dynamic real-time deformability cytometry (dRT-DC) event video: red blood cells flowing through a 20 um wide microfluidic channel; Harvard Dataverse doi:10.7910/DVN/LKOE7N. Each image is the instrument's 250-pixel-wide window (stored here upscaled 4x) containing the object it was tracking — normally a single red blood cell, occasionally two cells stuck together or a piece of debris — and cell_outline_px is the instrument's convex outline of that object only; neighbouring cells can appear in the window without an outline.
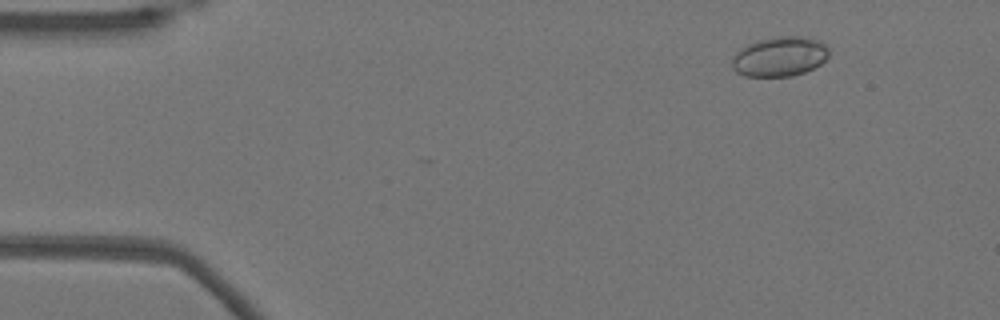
{"species": "Egyptian fruit bat (a non-hibernating species)", "species_latin": "Rousettus aegyptiacus", "temperature_condition": "warm", "stored_images_in_passage": 45, "camera_frame_rate_fps": 3000, "um_per_image_px": 0.085, "animal": {"sex": "female"}, "frame": {"image": 1, "passage_image": 5, "time_ms": 1.333, "image_size_px": [1000, 320], "cell_outline_px": [[828, 56], [820, 64], [804, 72], [792, 76], [744, 76], [736, 72], [732, 68], [732, 56], [740, 48], [748, 44], [760, 40], [776, 36], [804, 36], [816, 40], [824, 44], [828, 48]], "centroid_in_image_um": [66.24, 4.81], "position_along_channel_um": 18.8, "area_um2": 22.37}}
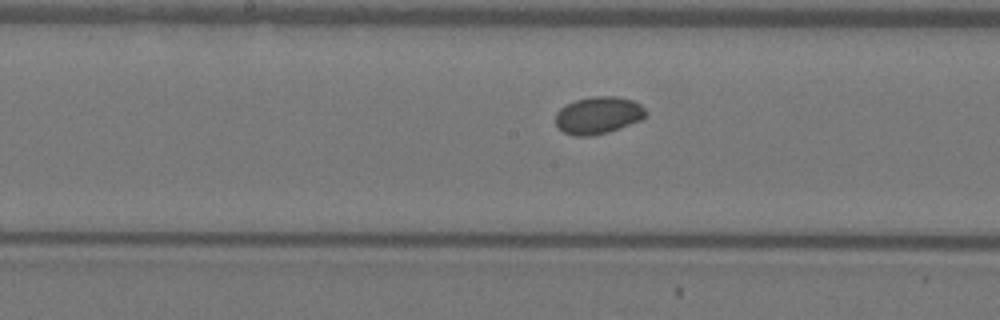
{"frame": {"image": 2, "passage_image": 26, "time_ms": 8.333, "image_size_px": [1000, 320], "cell_outline_px": [[648, 112], [640, 120], [608, 132], [592, 136], [576, 136], [564, 132], [556, 124], [556, 112], [560, 108], [576, 100], [592, 96], [616, 96], [632, 100], [640, 104]], "centroid_in_image_um": [50.85, 9.79], "position_along_channel_um": 197.4, "area_um2": 19.42}}
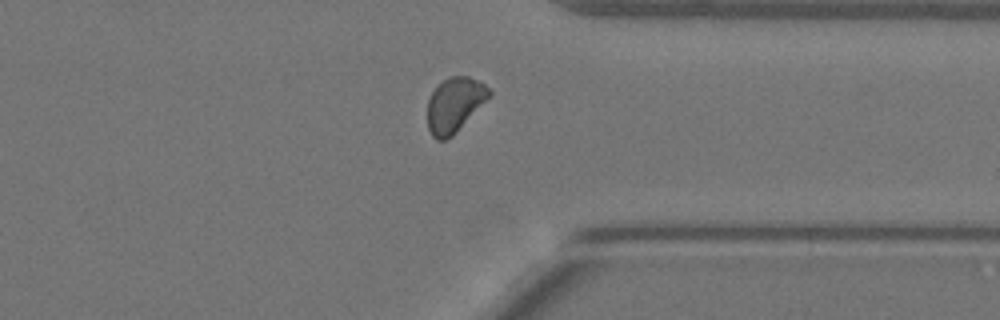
{"frame": {"image": 3, "passage_image": 40, "time_ms": 13.0, "image_size_px": [1000, 320], "cell_outline_px": [[492, 92], [452, 136], [444, 140], [436, 140], [432, 136], [428, 128], [428, 100], [436, 84], [452, 76], [468, 76], [484, 84]], "centroid_in_image_um": [38.58, 8.89], "position_along_channel_um": 372.8, "area_um2": 19.13}}